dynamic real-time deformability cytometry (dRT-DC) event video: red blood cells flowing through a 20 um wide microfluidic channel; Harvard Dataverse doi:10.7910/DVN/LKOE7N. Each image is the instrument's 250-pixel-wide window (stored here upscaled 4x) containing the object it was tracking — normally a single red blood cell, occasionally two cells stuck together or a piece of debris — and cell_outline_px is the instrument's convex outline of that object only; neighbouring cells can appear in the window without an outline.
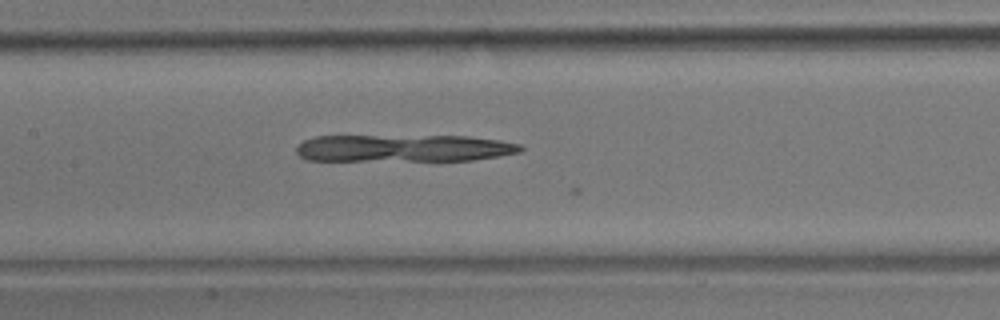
{"species": "common noctule bat (a hibernating species)", "species_latin": "Nyctalus noctula", "temperature_condition": "room temperature", "stored_images_in_passage": 27, "camera_frame_rate_fps": 3000, "um_per_image_px": 0.085, "animal": {"sex": "male", "body_mass_g": 17.9}, "frame": {"image": 1, "passage_image": 26, "time_ms": 8.333, "image_size_px": [1000, 320], "cell_outline_px": [[524, 148], [520, 152], [500, 156], [472, 160], [308, 160], [300, 156], [296, 152], [296, 144], [304, 140], [316, 136], [468, 136], [500, 140], [520, 144]], "centroid_in_image_um": [34.32, 12.59], "position_along_channel_um": 173.1, "area_um2": 35.55}}